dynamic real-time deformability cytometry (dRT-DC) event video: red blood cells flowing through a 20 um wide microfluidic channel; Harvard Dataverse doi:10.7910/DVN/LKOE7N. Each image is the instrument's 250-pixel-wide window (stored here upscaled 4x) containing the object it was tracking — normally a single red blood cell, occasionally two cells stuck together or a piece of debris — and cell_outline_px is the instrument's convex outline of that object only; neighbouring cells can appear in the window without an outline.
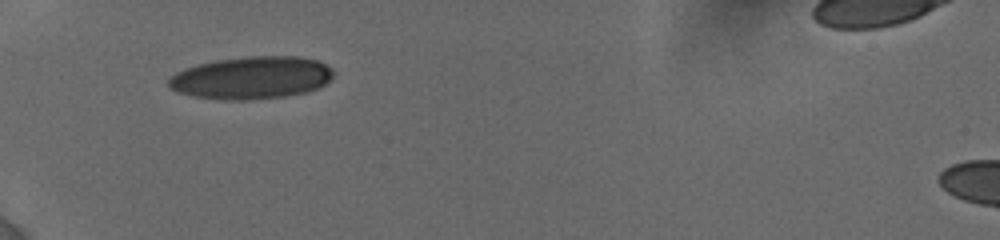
{"species": "human", "species_latin": "Homo sapiens", "temperature_condition": "cold", "stored_images_in_passage": 25, "camera_frame_rate_fps": 3000, "um_per_image_px": 0.085, "donor": {"sex": "female"}, "frame": {"image": 1, "passage_image": 1, "time_ms": 0.0, "image_size_px": [1000, 240], "cell_outline_px": [[332, 76], [324, 84], [316, 88], [304, 92], [284, 96], [244, 100], [236, 100], [196, 96], [180, 92], [172, 88], [168, 84], [168, 80], [176, 72], [184, 68], [216, 60], [252, 56], [296, 56], [316, 60], [332, 68]], "centroid_in_image_um": [21.38, 6.59], "position_along_channel_um": 63.6, "area_um2": 40.06}}
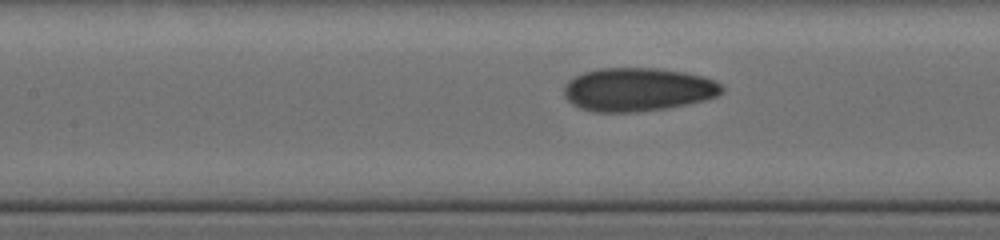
{"frame": {"image": 2, "passage_image": 18, "time_ms": 2.667, "image_size_px": [1000, 240], "cell_outline_px": [[724, 88], [716, 96], [704, 100], [688, 104], [664, 108], [636, 112], [596, 112], [580, 108], [572, 104], [564, 96], [564, 84], [568, 80], [584, 72], [600, 68], [656, 68], [684, 72], [704, 76], [724, 84]], "centroid_in_image_um": [54.21, 7.6], "position_along_channel_um": 153.2, "area_um2": 40.06}}
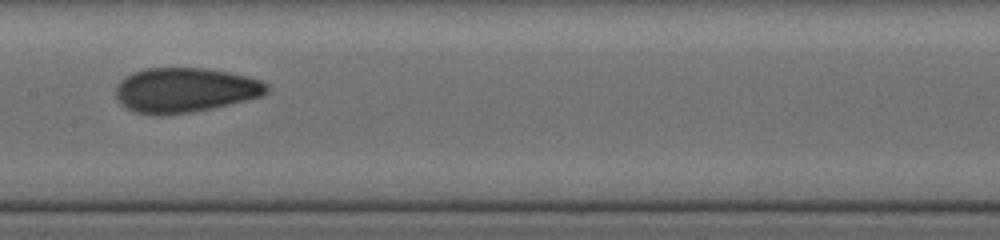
{"frame": {"image": 3, "passage_image": 24, "time_ms": 3.667, "image_size_px": [1000, 240], "cell_outline_px": [[272, 88], [264, 96], [212, 108], [192, 112], [160, 116], [136, 112], [120, 104], [116, 96], [116, 84], [124, 76], [132, 72], [144, 68], [208, 68], [228, 72], [260, 80], [268, 84]], "centroid_in_image_um": [15.72, 7.65], "position_along_channel_um": 191.7, "area_um2": 39.71}}